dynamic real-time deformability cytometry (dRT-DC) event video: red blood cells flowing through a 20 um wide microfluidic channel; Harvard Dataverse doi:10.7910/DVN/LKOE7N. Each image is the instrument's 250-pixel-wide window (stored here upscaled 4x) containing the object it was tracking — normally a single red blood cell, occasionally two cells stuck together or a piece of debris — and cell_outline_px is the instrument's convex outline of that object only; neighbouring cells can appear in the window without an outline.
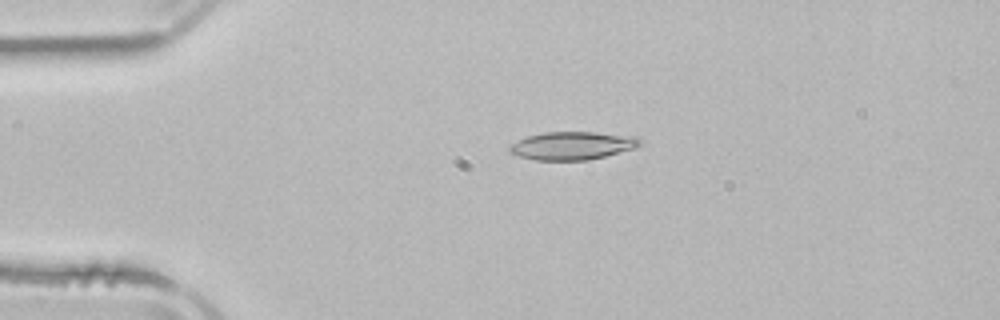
{"species": "common noctule bat (a hibernating species)", "species_latin": "Nyctalus noctula", "temperature_condition": "room temperature", "stored_images_in_passage": 3, "camera_frame_rate_fps": 3000, "um_per_image_px": 0.085, "animal": {"sex": "male", "body_mass_g": 21.5, "forearm_length_mm": 52.0}, "frame": {"image": 1, "passage_image": 2, "time_ms": 2.667, "image_size_px": [1000, 320], "cell_outline_px": [[640, 144], [636, 148], [588, 160], [536, 160], [520, 156], [508, 152], [508, 148], [512, 144], [528, 136], [544, 132], [596, 132], [632, 136], [640, 140]], "centroid_in_image_um": [48.64, 12.38], "position_along_channel_um": 36.4, "area_um2": 21.04}}